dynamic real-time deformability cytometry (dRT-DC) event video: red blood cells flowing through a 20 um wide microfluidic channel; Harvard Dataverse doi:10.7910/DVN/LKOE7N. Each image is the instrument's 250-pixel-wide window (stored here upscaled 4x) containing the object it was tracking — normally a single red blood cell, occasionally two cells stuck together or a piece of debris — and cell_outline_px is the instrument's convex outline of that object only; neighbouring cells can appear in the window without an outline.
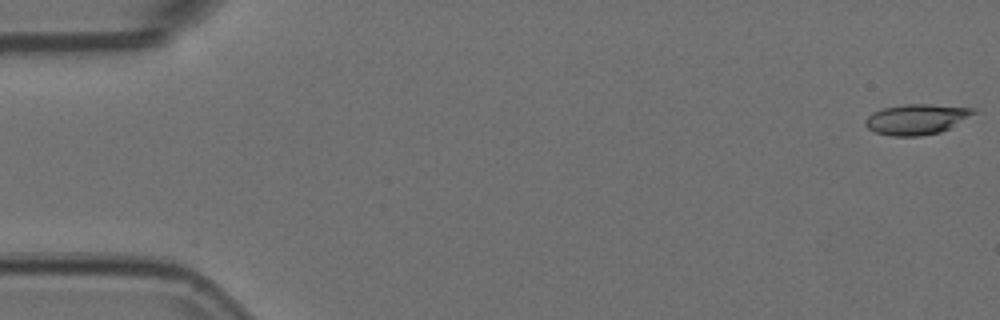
{"species": "Egyptian fruit bat (a non-hibernating species)", "species_latin": "Rousettus aegyptiacus", "temperature_condition": "room temperature", "stored_images_in_passage": 5, "camera_frame_rate_fps": 3000, "um_per_image_px": 0.085, "animal": {"sex": "female"}, "frame": {"image": 1, "passage_image": 1, "time_ms": 0.0, "image_size_px": [1000, 320], "cell_outline_px": [[980, 112], [940, 132], [920, 136], [892, 136], [876, 132], [868, 128], [864, 124], [864, 120], [872, 112], [884, 108], [904, 104], [928, 104], [976, 108]], "centroid_in_image_um": [77.93, 10.13], "position_along_channel_um": 7.1, "area_um2": 19.25}}
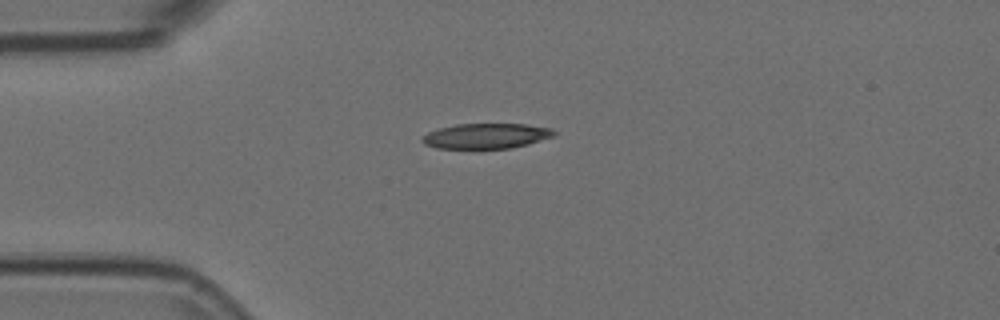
{"frame": {"image": 2, "passage_image": 4, "time_ms": 1.0, "image_size_px": [1000, 320], "cell_outline_px": [[556, 136], [528, 144], [512, 148], [436, 148], [424, 144], [420, 140], [428, 132], [440, 128], [456, 124], [524, 124], [552, 128], [556, 132]], "centroid_in_image_um": [41.36, 11.55], "position_along_channel_um": 43.6, "area_um2": 19.36}}